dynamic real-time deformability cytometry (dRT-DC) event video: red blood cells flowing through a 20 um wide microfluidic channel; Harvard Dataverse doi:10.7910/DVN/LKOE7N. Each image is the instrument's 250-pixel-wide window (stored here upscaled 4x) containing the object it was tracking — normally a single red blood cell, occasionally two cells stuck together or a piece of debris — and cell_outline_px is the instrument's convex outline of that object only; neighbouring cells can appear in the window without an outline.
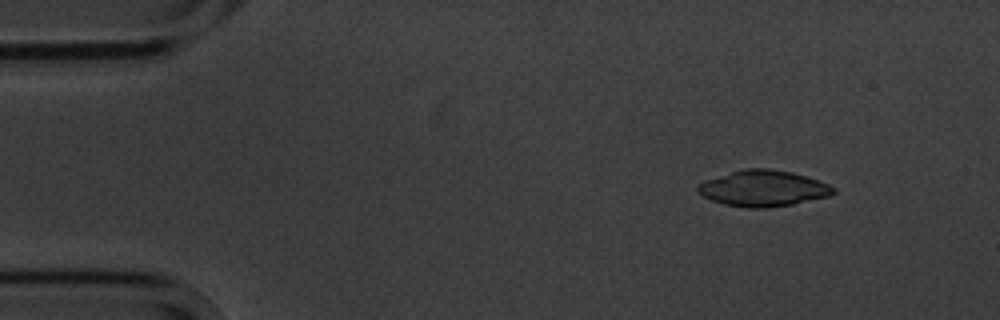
{"species": "common noctule bat (a hibernating species)", "species_latin": "Nyctalus noctula", "temperature_condition": "cold", "stored_images_in_passage": 3, "camera_frame_rate_fps": 3000, "um_per_image_px": 0.085, "animal": {"sex": "male", "body_mass_g": 20.1, "forearm_length_mm": 53.5}, "frame": {"image": 1, "passage_image": 1, "time_ms": 0.0, "image_size_px": [1000, 320], "cell_outline_px": [[836, 192], [828, 196], [792, 204], [768, 208], [748, 208], [724, 204], [712, 200], [704, 196], [696, 188], [696, 184], [704, 180], [744, 168], [768, 168], [792, 172], [828, 184], [836, 188]], "centroid_in_image_um": [64.85, 16.01], "position_along_channel_um": 20.1, "area_um2": 28.32}}